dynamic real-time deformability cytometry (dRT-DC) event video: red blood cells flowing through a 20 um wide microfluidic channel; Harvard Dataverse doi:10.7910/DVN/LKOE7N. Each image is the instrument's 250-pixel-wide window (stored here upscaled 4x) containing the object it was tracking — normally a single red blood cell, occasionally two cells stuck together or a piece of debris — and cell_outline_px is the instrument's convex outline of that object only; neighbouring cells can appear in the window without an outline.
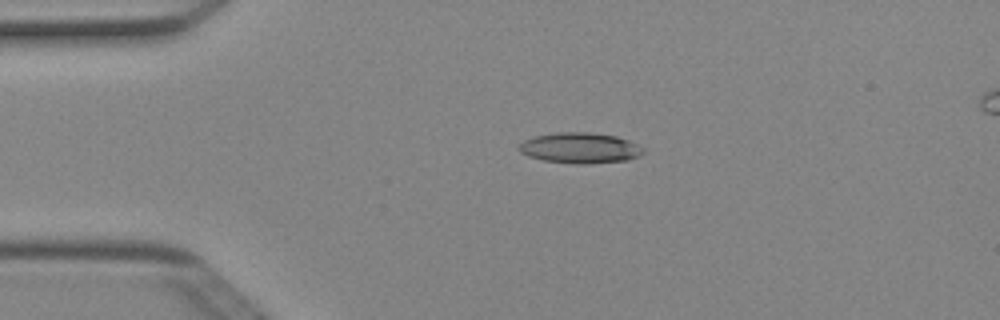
{"species": "Egyptian fruit bat (a non-hibernating species)", "species_latin": "Rousettus aegyptiacus", "temperature_condition": "cold", "stored_images_in_passage": 40, "camera_frame_rate_fps": 3000, "um_per_image_px": 0.085, "animal": {"sex": "female"}, "frame": {"image": 1, "passage_image": 1, "time_ms": 0.0, "image_size_px": [1000, 320], "cell_outline_px": [[644, 152], [640, 156], [628, 160], [584, 164], [580, 164], [544, 160], [528, 156], [520, 152], [516, 148], [524, 140], [532, 136], [556, 132], [588, 132], [616, 136], [628, 140], [644, 148]], "centroid_in_image_um": [49.28, 12.57], "position_along_channel_um": 35.7, "area_um2": 22.25}}
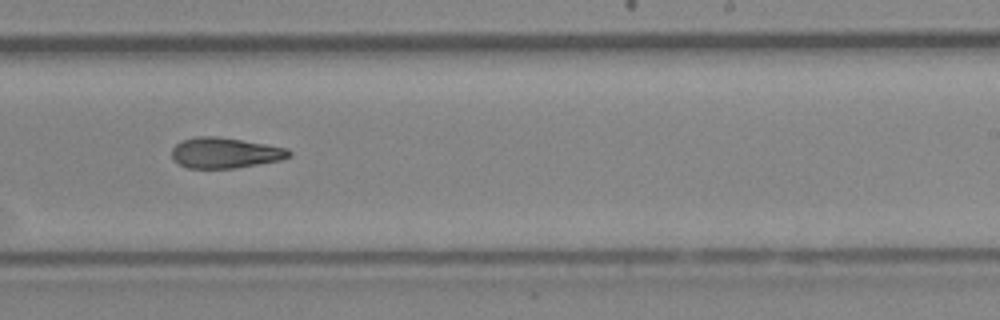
{"frame": {"image": 2, "passage_image": 21, "time_ms": 6.667, "image_size_px": [1000, 320], "cell_outline_px": [[292, 156], [280, 160], [236, 168], [188, 168], [172, 160], [172, 148], [180, 140], [200, 136], [216, 136], [288, 148], [292, 152]], "centroid_in_image_um": [19.12, 12.99], "position_along_channel_um": 269.9, "area_um2": 20.87}}
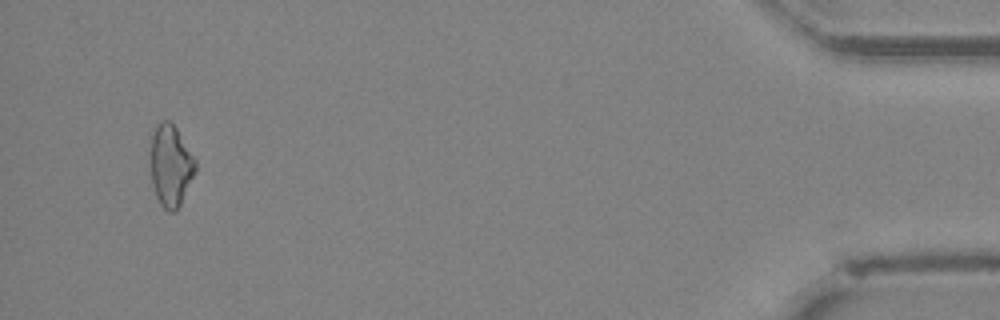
{"frame": {"image": 3, "passage_image": 38, "time_ms": 12.333, "image_size_px": [1000, 320], "cell_outline_px": [[196, 172], [176, 212], [168, 212], [160, 204], [156, 196], [152, 184], [148, 164], [148, 136], [156, 124], [160, 120], [168, 120], [176, 128], [196, 160]], "centroid_in_image_um": [14.43, 14.03], "position_along_channel_um": 420.8, "area_um2": 22.37}, "authors_computed_cell_mechanics": {"area_um2": 21.4727, "velocity_mm_per_s": 4.0465, "shape_relaxation_time_tau1_ms": 7.8759, "shape_relaxation_time_tau2_ms": 7.1888, "deformation_change_tau1": 0.1964, "deformation_change_tau2": 0.1915}}